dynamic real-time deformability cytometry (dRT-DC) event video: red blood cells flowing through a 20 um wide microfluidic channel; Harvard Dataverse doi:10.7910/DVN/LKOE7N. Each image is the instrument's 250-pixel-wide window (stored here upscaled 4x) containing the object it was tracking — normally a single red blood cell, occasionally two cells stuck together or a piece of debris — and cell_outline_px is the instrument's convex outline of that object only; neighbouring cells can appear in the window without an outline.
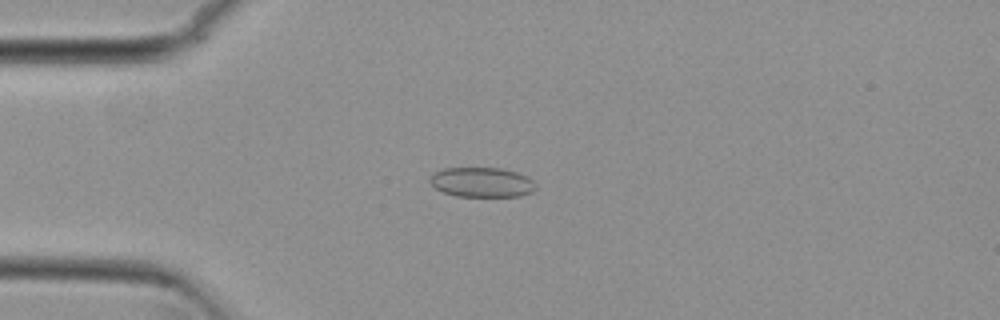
{"species": "common noctule bat (a hibernating species)", "species_latin": "Nyctalus noctula", "temperature_condition": "cold", "stored_images_in_passage": 53, "camera_frame_rate_fps": 3000, "um_per_image_px": 0.085, "animal": {"sex": "female", "body_mass_g": 29.2, "forearm_length_mm": 56.3}, "frame": {"image": 1, "passage_image": 13, "time_ms": 4.0, "image_size_px": [1000, 320], "cell_outline_px": [[536, 188], [532, 192], [520, 196], [456, 196], [444, 192], [436, 188], [428, 180], [436, 172], [444, 168], [500, 168], [516, 172], [528, 176], [536, 184]], "centroid_in_image_um": [40.99, 15.49], "position_along_channel_um": 44.0, "area_um2": 18.26}}
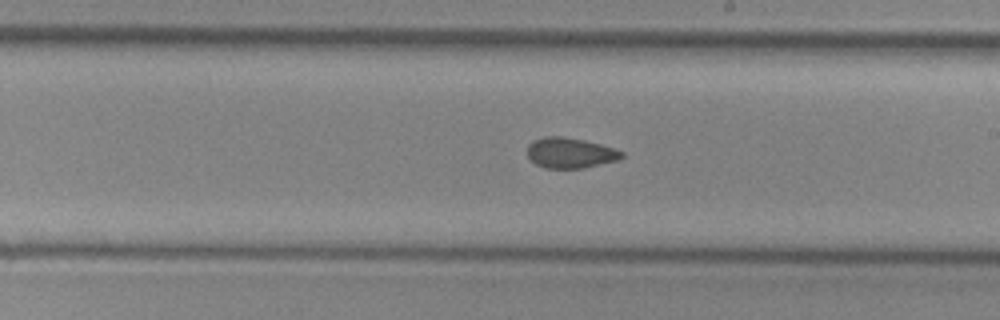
{"frame": {"image": 2, "passage_image": 30, "time_ms": 9.667, "image_size_px": [1000, 320], "cell_outline_px": [[624, 156], [620, 160], [584, 168], [544, 168], [536, 164], [528, 156], [528, 144], [532, 140], [544, 136], [564, 136], [584, 140], [600, 144], [624, 152]], "centroid_in_image_um": [48.47, 12.99], "position_along_channel_um": 240.5, "area_um2": 16.88}}
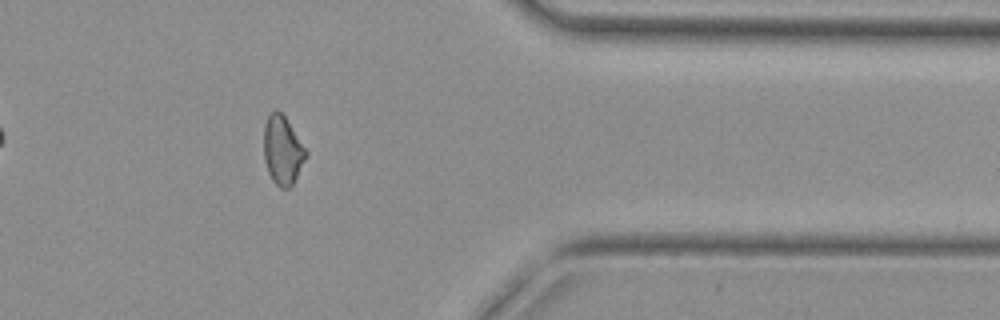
{"frame": {"image": 3, "passage_image": 43, "time_ms": 14.0, "image_size_px": [1000, 320], "cell_outline_px": [[308, 152], [292, 184], [288, 188], [280, 188], [272, 180], [268, 172], [264, 160], [264, 124], [268, 116], [276, 108], [284, 116]], "centroid_in_image_um": [23.99, 12.77], "position_along_channel_um": 387.4, "area_um2": 16.53}, "authors_computed_cell_mechanics": {"area_um2": 17.4556, "velocity_mm_per_s": 3.814, "shape_relaxation_time_tau1_ms": null, "shape_relaxation_time_tau2_ms": 7.0808, "deformation_change_tau1": null, "deformation_change_tau2": 0.0831}}